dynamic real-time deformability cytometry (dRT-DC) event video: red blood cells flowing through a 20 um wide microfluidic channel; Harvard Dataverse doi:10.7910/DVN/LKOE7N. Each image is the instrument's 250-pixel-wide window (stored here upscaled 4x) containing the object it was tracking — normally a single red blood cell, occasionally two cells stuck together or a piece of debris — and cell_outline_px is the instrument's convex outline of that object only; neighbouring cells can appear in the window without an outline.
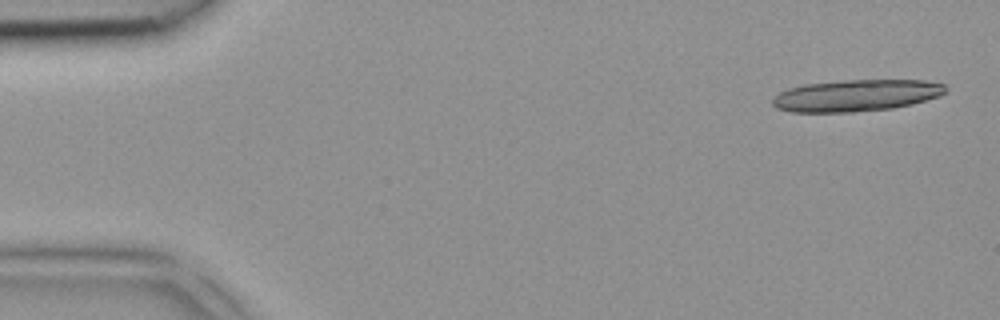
{"species": "common noctule bat (a hibernating species)", "species_latin": "Nyctalus noctula", "temperature_condition": "room temperature", "stored_images_in_passage": 4, "camera_frame_rate_fps": 3000, "um_per_image_px": 0.085, "animal": {"sex": "female", "body_mass_g": 18.4}, "frame": {"image": 1, "passage_image": 1, "time_ms": 0.0, "image_size_px": [1000, 320], "cell_outline_px": [[948, 92], [940, 96], [912, 104], [892, 108], [852, 112], [792, 112], [776, 108], [772, 104], [772, 100], [780, 92], [788, 88], [804, 84], [844, 80], [924, 80], [944, 84], [948, 88]], "centroid_in_image_um": [72.8, 8.11], "position_along_channel_um": 12.2, "area_um2": 32.14}}